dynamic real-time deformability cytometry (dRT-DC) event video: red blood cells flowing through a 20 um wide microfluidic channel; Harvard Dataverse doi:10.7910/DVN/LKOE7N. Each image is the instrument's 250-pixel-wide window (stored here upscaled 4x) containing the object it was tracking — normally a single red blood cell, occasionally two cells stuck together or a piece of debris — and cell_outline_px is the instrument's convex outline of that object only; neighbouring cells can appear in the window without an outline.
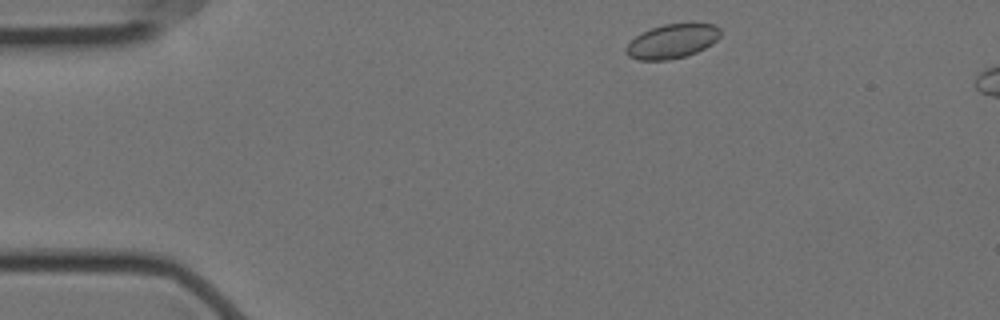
{"species": "Egyptian fruit bat (a non-hibernating species)", "species_latin": "Rousettus aegyptiacus", "temperature_condition": "cold", "stored_images_in_passage": 7, "camera_frame_rate_fps": 3000, "um_per_image_px": 0.085, "animal": {"sex": "female"}, "frame": {"image": 1, "passage_image": 2, "time_ms": 0.333, "image_size_px": [1000, 320], "cell_outline_px": [[720, 36], [712, 44], [696, 52], [684, 56], [668, 60], [640, 60], [628, 56], [624, 52], [624, 48], [636, 36], [652, 28], [664, 24], [716, 24], [720, 28]], "centroid_in_image_um": [57.12, 3.51], "position_along_channel_um": 27.9, "area_um2": 18.61}}